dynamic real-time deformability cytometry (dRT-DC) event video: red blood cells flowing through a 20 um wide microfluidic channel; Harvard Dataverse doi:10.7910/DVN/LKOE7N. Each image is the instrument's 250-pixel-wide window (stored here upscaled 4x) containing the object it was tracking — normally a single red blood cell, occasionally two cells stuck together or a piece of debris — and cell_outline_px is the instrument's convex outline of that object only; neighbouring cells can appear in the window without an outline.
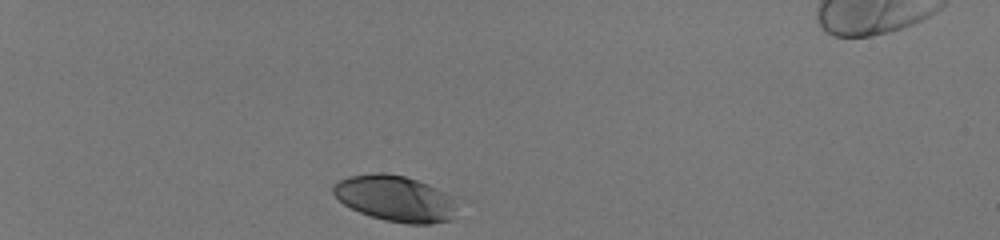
{"species": "human", "species_latin": "Homo sapiens", "temperature_condition": "room temperature", "stored_images_in_passage": 34, "camera_frame_rate_fps": 3000, "um_per_image_px": 0.085, "donor": {"sex": "male"}, "frame": {"image": 1, "passage_image": 1, "time_ms": 0.0, "image_size_px": [1000, 240], "cell_outline_px": [[452, 220], [428, 224], [408, 224], [384, 220], [360, 212], [344, 204], [332, 192], [332, 184], [348, 176], [376, 172], [384, 172], [404, 176], [428, 184], [444, 192], [448, 196], [452, 204]], "centroid_in_image_um": [33.51, 16.86], "position_along_channel_um": 51.5, "area_um2": 32.6}}
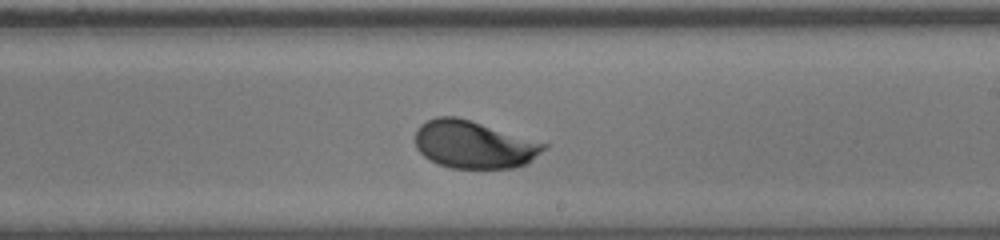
{"frame": {"image": 2, "passage_image": 21, "time_ms": 6.667, "image_size_px": [1000, 240], "cell_outline_px": [[548, 144], [540, 152], [524, 164], [516, 168], [452, 168], [436, 164], [428, 160], [416, 148], [416, 128], [420, 124], [436, 116], [456, 116]], "centroid_in_image_um": [40.2, 12.29], "position_along_channel_um": 248.8, "area_um2": 35.32}}
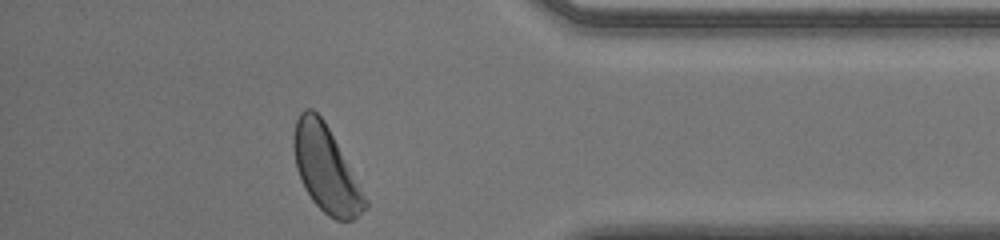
{"frame": {"image": 3, "passage_image": 34, "time_ms": 11.0, "image_size_px": [1000, 240], "cell_outline_px": [[368, 208], [352, 220], [336, 220], [328, 216], [312, 200], [304, 188], [296, 168], [292, 144], [296, 120], [300, 112], [304, 108], [312, 108], [324, 120], [368, 200]], "centroid_in_image_um": [27.69, 14.37], "position_along_channel_um": 407.5, "area_um2": 35.49}, "authors_computed_cell_mechanics": {"area_um2": 35.3736, "velocity_mm_per_s": 3.9523, "shape_relaxation_time_tau1_ms": 2.2437, "shape_relaxation_time_tau2_ms": null, "deformation_change_tau1": 0.125, "deformation_change_tau2": null}}